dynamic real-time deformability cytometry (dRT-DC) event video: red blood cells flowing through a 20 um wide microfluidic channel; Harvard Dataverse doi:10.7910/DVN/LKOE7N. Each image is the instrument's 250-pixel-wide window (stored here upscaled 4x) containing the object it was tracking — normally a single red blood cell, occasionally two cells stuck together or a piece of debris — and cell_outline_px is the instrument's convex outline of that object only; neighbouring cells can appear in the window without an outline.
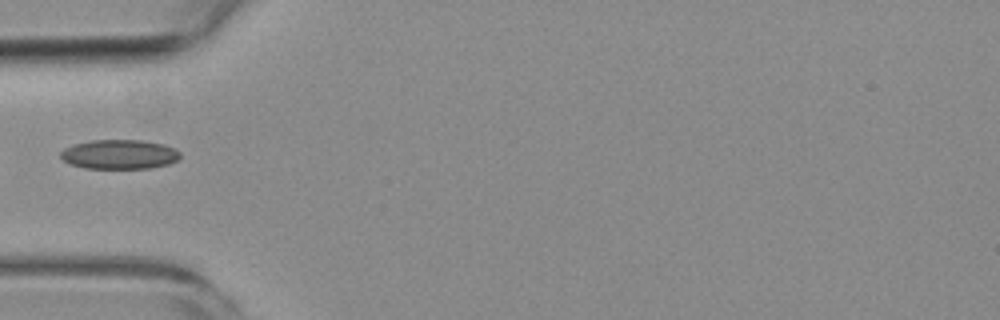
{"species": "common noctule bat (a hibernating species)", "species_latin": "Nyctalus noctula", "temperature_condition": "room temperature", "stored_images_in_passage": 5, "camera_frame_rate_fps": 3000, "um_per_image_px": 0.085, "animal": {"sex": "female", "body_mass_g": 19.3, "forearm_length_mm": 54.1}, "frame": {"image": 1, "passage_image": 4, "time_ms": 4.333, "image_size_px": [1000, 320], "cell_outline_px": [[180, 156], [176, 160], [168, 164], [148, 168], [84, 168], [72, 164], [64, 160], [60, 156], [60, 152], [64, 148], [72, 144], [92, 140], [144, 140], [164, 144], [180, 152]], "centroid_in_image_um": [10.13, 13.11], "position_along_channel_um": 74.9, "area_um2": 20.4}}
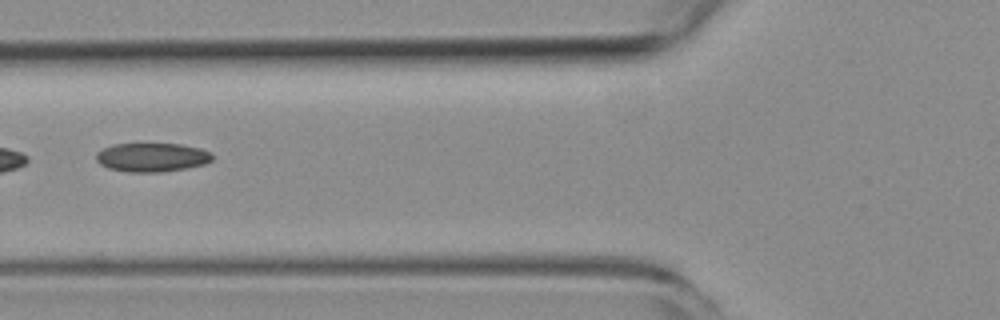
{"frame": {"image": 2, "passage_image": 5, "time_ms": 5.333, "image_size_px": [1000, 320], "cell_outline_px": [[212, 160], [204, 164], [188, 168], [160, 172], [128, 172], [108, 168], [100, 164], [96, 160], [96, 152], [112, 144], [180, 144], [200, 148], [212, 152]], "centroid_in_image_um": [12.91, 13.37], "position_along_channel_um": 112.9, "area_um2": 19.59}}